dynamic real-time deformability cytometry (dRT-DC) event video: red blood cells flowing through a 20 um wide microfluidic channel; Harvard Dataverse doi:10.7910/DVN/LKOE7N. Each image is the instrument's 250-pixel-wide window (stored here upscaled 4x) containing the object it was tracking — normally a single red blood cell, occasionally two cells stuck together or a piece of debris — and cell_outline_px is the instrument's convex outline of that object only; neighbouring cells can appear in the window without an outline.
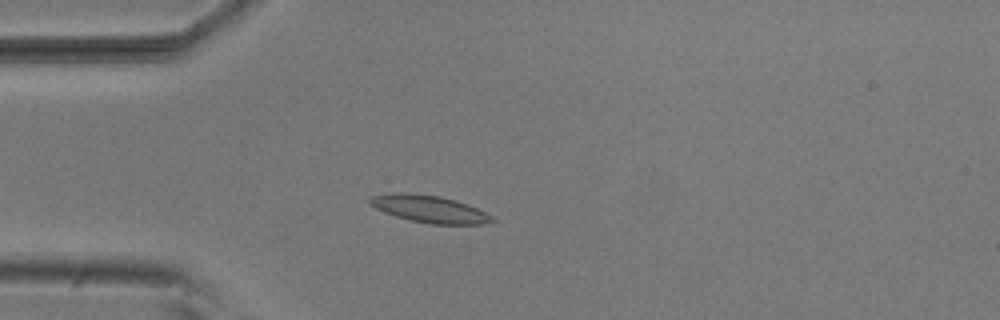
{"species": "common noctule bat (a hibernating species)", "species_latin": "Nyctalus noctula", "temperature_condition": "room temperature", "stored_images_in_passage": 40, "camera_frame_rate_fps": 3000, "um_per_image_px": 0.085, "animal": {"sex": "male", "body_mass_g": 20.5, "forearm_length_mm": 52.5}, "frame": {"image": 1, "passage_image": 1, "time_ms": 0.0, "image_size_px": [1000, 320], "cell_outline_px": [[496, 220], [484, 224], [428, 224], [396, 216], [384, 212], [368, 204], [368, 196], [392, 192], [408, 192], [440, 196], [476, 208], [492, 216]], "centroid_in_image_um": [36.41, 17.75], "position_along_channel_um": 48.6, "area_um2": 19.31}}
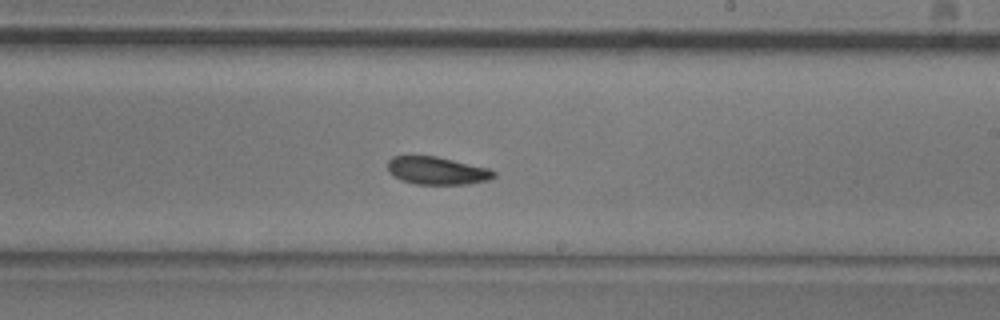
{"frame": {"image": 2, "passage_image": 18, "time_ms": 5.667, "image_size_px": [1000, 320], "cell_outline_px": [[496, 176], [488, 180], [468, 184], [416, 184], [400, 180], [392, 176], [388, 172], [388, 160], [392, 156], [436, 156], [488, 168], [496, 172]], "centroid_in_image_um": [37.12, 14.51], "position_along_channel_um": 251.9, "area_um2": 17.22}}
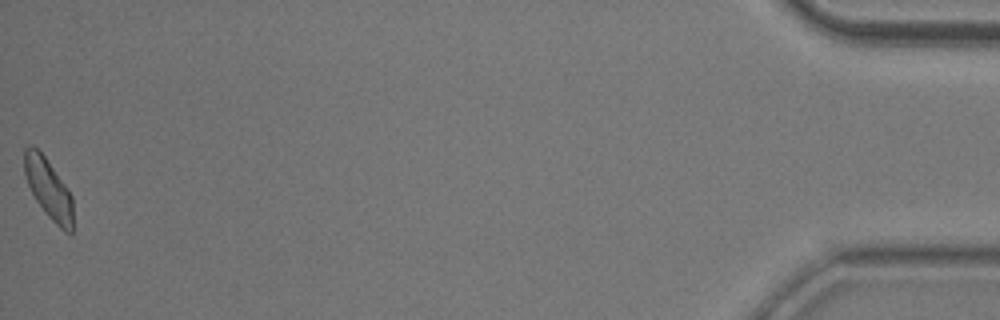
{"frame": {"image": 3, "passage_image": 40, "time_ms": 13.0, "image_size_px": [1000, 320], "cell_outline_px": [[72, 232], [64, 232], [48, 216], [36, 200], [28, 184], [24, 172], [24, 148], [28, 144], [32, 144], [44, 156], [68, 188], [72, 196]], "centroid_in_image_um": [4.11, 16.01], "position_along_channel_um": 431.1, "area_um2": 16.82}, "authors_computed_cell_mechanics": {"area_um2": 17.4267, "velocity_mm_per_s": 3.794, "shape_relaxation_time_tau1_ms": 5.7897, "shape_relaxation_time_tau2_ms": 5.5803, "deformation_change_tau1": 0.1398, "deformation_change_tau2": 0.1066}}